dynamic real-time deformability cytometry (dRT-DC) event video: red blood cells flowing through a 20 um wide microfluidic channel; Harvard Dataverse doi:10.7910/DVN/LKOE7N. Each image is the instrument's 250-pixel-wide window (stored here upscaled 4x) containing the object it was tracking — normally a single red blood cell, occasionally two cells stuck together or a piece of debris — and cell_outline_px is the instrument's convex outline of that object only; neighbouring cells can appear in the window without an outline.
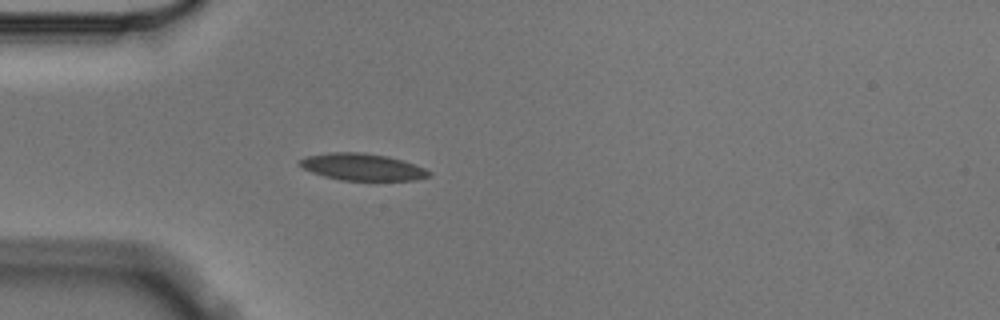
{"species": "Egyptian fruit bat (a non-hibernating species)", "species_latin": "Rousettus aegyptiacus", "temperature_condition": "cold", "stored_images_in_passage": 3, "camera_frame_rate_fps": 3000, "um_per_image_px": 0.085, "animal": {"sex": "male"}, "frame": {"image": 1, "passage_image": 3, "time_ms": 0.667, "image_size_px": [1000, 320], "cell_outline_px": [[432, 176], [416, 180], [340, 180], [324, 176], [312, 172], [304, 168], [296, 160], [308, 156], [332, 152], [364, 152], [388, 156], [424, 168], [432, 172]], "centroid_in_image_um": [30.81, 14.19], "position_along_channel_um": 54.2, "area_um2": 20.17}}